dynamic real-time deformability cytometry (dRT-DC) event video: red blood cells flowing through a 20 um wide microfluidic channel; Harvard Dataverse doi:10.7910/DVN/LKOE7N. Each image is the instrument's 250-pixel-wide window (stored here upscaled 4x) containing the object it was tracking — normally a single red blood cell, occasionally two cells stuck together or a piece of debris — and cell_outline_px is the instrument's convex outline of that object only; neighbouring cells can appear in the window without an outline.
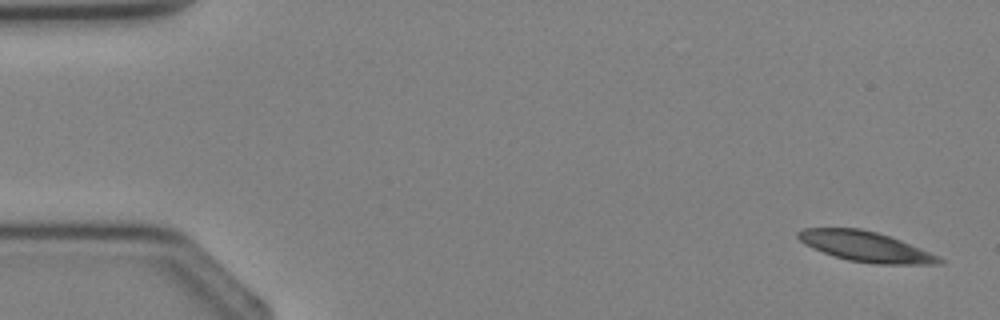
{"species": "Egyptian fruit bat (a non-hibernating species)", "species_latin": "Rousettus aegyptiacus", "temperature_condition": "cold", "stored_images_in_passage": 4, "segment_of_instrument_passage": [2, 2], "camera_frame_rate_fps": 3000, "um_per_image_px": 0.085, "animal": {"sex": "female"}, "frame": {"image": 1, "passage_image": 4, "time_ms": 4.333, "image_size_px": [1000, 320], "cell_outline_px": [[944, 264], [876, 264], [848, 260], [824, 252], [800, 240], [796, 236], [796, 232], [804, 228], [860, 228], [876, 232], [900, 240], [928, 252], [944, 260]], "centroid_in_image_um": [73.58, 20.95], "position_along_channel_um": 11.4, "area_um2": 24.22}}